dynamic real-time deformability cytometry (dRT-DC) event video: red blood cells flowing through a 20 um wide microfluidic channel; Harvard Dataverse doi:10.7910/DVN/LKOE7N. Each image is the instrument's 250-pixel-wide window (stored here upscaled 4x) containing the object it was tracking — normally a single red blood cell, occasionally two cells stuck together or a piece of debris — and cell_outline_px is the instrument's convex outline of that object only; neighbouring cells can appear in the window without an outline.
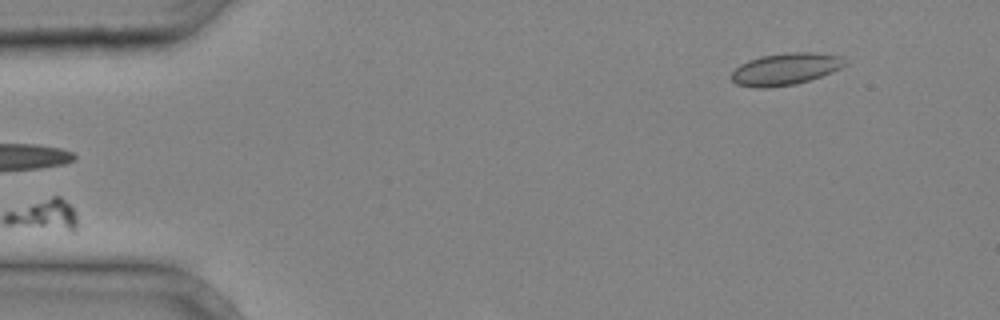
{"species": "common noctule bat (a hibernating species)", "species_latin": "Nyctalus noctula", "temperature_condition": "cold", "stored_images_in_passage": 4, "segment_of_instrument_passage": [2, 2], "camera_frame_rate_fps": 3000, "um_per_image_px": 0.085, "animal": {"sex": "male", "body_mass_g": 20.4}, "frame": {"image": 1, "passage_image": 4, "time_ms": 1.0, "image_size_px": [1000, 320], "cell_outline_px": [[848, 64], [832, 72], [796, 84], [768, 88], [752, 88], [736, 84], [728, 76], [740, 64], [748, 60], [760, 56], [792, 52], [812, 52], [844, 56]], "centroid_in_image_um": [66.75, 5.87], "position_along_channel_um": 18.3, "area_um2": 21.39}}